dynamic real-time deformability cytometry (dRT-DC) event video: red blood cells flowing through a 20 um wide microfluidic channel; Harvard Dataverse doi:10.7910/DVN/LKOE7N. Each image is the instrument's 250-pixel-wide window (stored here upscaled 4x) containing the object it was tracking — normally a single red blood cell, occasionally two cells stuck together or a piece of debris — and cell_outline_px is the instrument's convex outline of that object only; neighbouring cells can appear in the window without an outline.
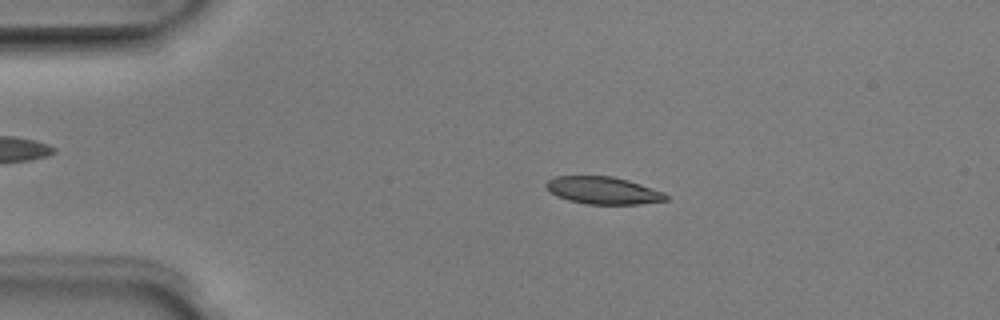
{"species": "Egyptian fruit bat (a non-hibernating species)", "species_latin": "Rousettus aegyptiacus", "temperature_condition": "room temperature", "stored_images_in_passage": 51, "camera_frame_rate_fps": 3000, "um_per_image_px": 0.085, "animal": {"sex": "male"}, "frame": {"image": 1, "passage_image": 10, "time_ms": 3.0, "image_size_px": [1000, 320], "cell_outline_px": [[668, 200], [640, 204], [588, 204], [568, 200], [556, 196], [544, 184], [548, 180], [556, 176], [612, 176], [628, 180], [664, 192], [668, 196]], "centroid_in_image_um": [51.28, 16.19], "position_along_channel_um": 33.7, "area_um2": 19.02}}
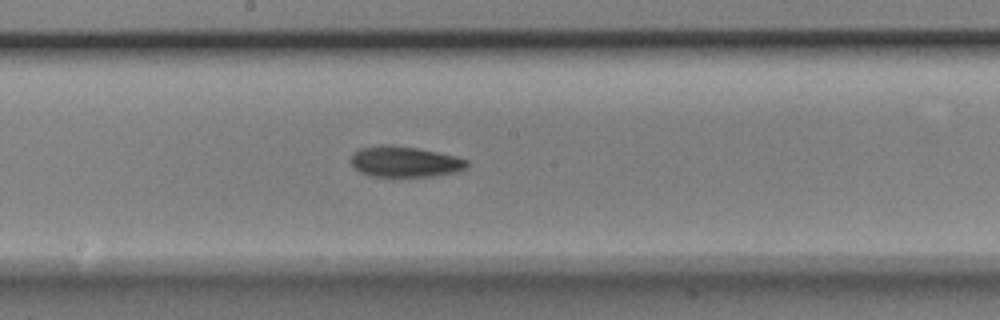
{"frame": {"image": 2, "passage_image": 27, "time_ms": 8.667, "image_size_px": [1000, 320], "cell_outline_px": [[468, 168], [456, 172], [436, 176], [372, 176], [360, 172], [352, 164], [352, 152], [360, 148], [380, 144], [416, 148], [456, 156], [468, 160]], "centroid_in_image_um": [34.43, 13.74], "position_along_channel_um": 213.8, "area_um2": 20.69}}
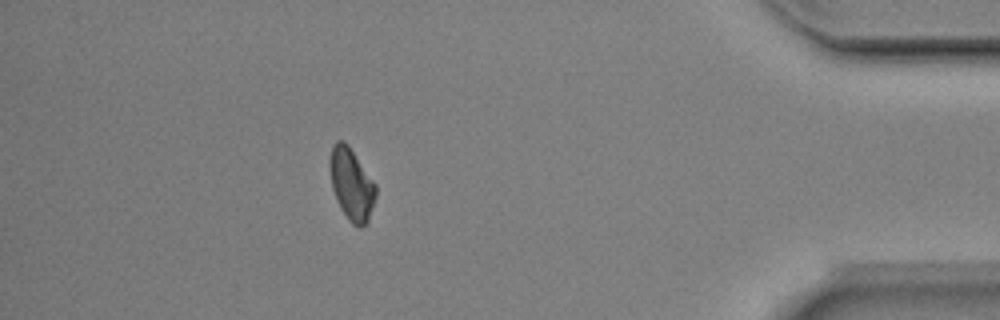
{"frame": {"image": 3, "passage_image": 45, "time_ms": 14.667, "image_size_px": [1000, 320], "cell_outline_px": [[376, 196], [368, 220], [360, 228], [356, 228], [348, 220], [340, 208], [336, 200], [332, 188], [328, 168], [328, 160], [332, 144], [336, 140], [344, 140], [348, 144], [376, 184]], "centroid_in_image_um": [29.84, 15.63], "position_along_channel_um": 405.4, "area_um2": 19.65}, "authors_computed_cell_mechanics": {"area_um2": 19.941, "velocity_mm_per_s": 3.9664, "shape_relaxation_time_tau1_ms": 5.2394, "shape_relaxation_time_tau2_ms": null, "deformation_change_tau1": 0.1343, "deformation_change_tau2": null}}